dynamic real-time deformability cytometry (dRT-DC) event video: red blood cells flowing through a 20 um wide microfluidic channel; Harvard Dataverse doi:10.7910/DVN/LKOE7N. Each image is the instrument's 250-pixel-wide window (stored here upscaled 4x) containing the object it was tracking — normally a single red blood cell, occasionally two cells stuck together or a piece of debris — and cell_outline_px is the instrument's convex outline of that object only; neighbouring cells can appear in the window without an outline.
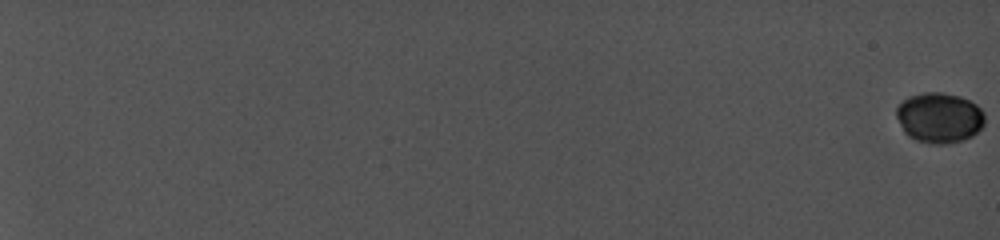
{"species": "common noctule bat (a hibernating species)", "species_latin": "Nyctalus noctula", "temperature_condition": "cold", "stored_images_in_passage": 75, "camera_frame_rate_fps": 5000, "um_per_image_px": 0.085, "animal": {"sex": "female", "body_mass_g": 19.0, "forearm_length_mm": 56.7}, "frame": {"image": 1, "passage_image": 1, "time_ms": 0.0, "image_size_px": [1000, 240], "cell_outline_px": [[984, 124], [972, 136], [960, 140], [944, 144], [932, 144], [916, 140], [908, 136], [904, 132], [896, 116], [896, 108], [908, 96], [924, 92], [940, 92], [960, 96], [976, 104], [984, 112]], "centroid_in_image_um": [79.83, 9.99], "position_along_channel_um": 5.2, "area_um2": 25.84}}
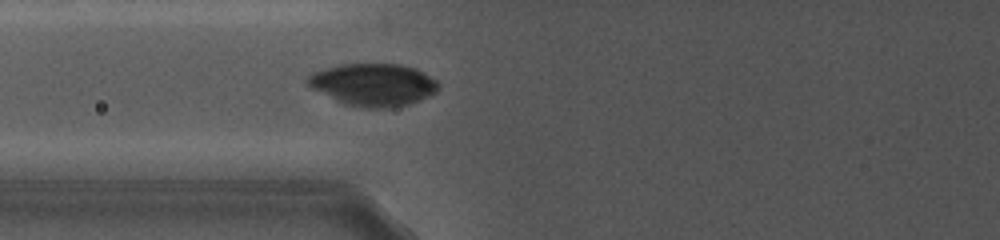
{"frame": {"image": 2, "passage_image": 41, "time_ms": 10.8, "image_size_px": [1000, 240], "cell_outline_px": [[440, 88], [436, 92], [420, 100], [408, 104], [388, 108], [360, 108], [344, 104], [312, 88], [304, 80], [312, 72], [324, 68], [340, 64], [404, 64], [416, 68], [436, 80], [440, 84]], "centroid_in_image_um": [31.73, 7.19], "position_along_channel_um": 94.1, "area_um2": 32.54}}
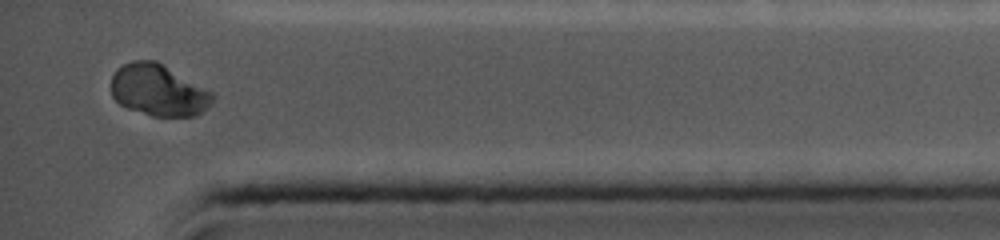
{"frame": {"image": 3, "passage_image": 75, "time_ms": 19.2, "image_size_px": [1000, 240], "cell_outline_px": [[216, 96], [196, 116], [152, 116], [128, 108], [120, 104], [112, 96], [112, 76], [116, 68], [132, 60], [156, 60], [212, 92]], "centroid_in_image_um": [13.43, 7.66], "position_along_channel_um": 421.8, "area_um2": 30.17}}